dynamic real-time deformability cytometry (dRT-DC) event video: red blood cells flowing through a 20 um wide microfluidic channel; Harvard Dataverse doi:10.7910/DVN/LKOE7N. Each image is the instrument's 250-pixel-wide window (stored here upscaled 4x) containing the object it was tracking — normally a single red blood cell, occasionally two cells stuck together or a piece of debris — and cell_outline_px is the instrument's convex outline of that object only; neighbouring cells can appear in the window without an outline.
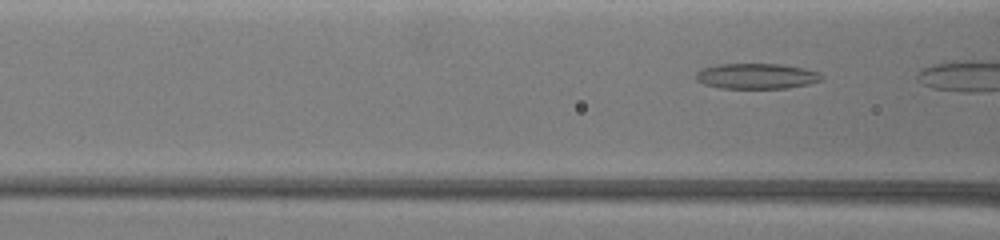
{"species": "common noctule bat (a hibernating species)", "species_latin": "Nyctalus noctula", "temperature_condition": "warm", "stored_images_in_passage": 19, "camera_frame_rate_fps": 3000, "um_per_image_px": 0.085, "animal": {"sex": "female", "body_mass_g": 19.5, "forearm_length_mm": 54.1}, "frame": {"image": 1, "passage_image": 19, "time_ms": 6.333, "image_size_px": [1000, 240], "cell_outline_px": [[824, 80], [808, 84], [788, 88], [720, 88], [704, 84], [696, 80], [696, 72], [700, 68], [716, 64], [780, 64], [804, 68], [816, 72]], "centroid_in_image_um": [64.25, 6.47], "position_along_channel_um": 102.3, "area_um2": 18.67}}